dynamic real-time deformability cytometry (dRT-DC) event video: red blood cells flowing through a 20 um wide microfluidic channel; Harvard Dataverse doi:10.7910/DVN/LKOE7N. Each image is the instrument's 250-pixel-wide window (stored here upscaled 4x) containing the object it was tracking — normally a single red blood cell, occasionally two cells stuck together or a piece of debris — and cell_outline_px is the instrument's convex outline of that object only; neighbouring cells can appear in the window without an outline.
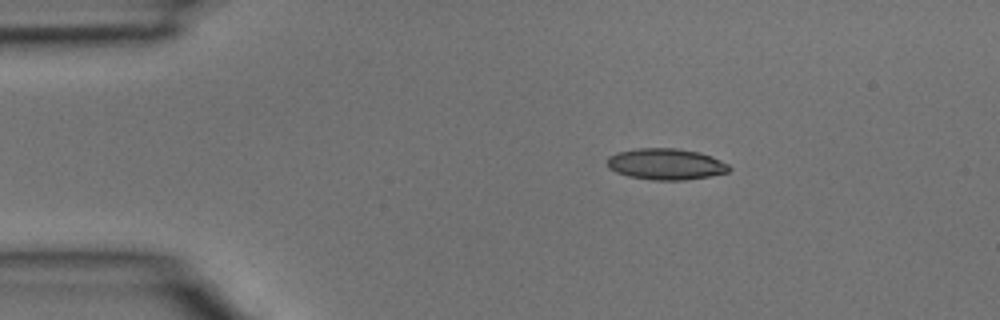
{"species": "common noctule bat (a hibernating species)", "species_latin": "Nyctalus noctula", "temperature_condition": "room temperature", "stored_images_in_passage": 3, "segment_of_instrument_passage": [1, 2], "camera_frame_rate_fps": 3000, "um_per_image_px": 0.085, "animal": {"sex": "male", "body_mass_g": 15.6}, "frame": {"image": 1, "passage_image": 1, "time_ms": 0.0, "image_size_px": [1000, 320], "cell_outline_px": [[732, 168], [728, 172], [708, 176], [684, 180], [652, 180], [628, 176], [616, 172], [608, 168], [608, 156], [616, 152], [636, 148], [680, 148], [712, 156], [728, 164]], "centroid_in_image_um": [56.58, 13.94], "position_along_channel_um": 28.4, "area_um2": 22.25}}